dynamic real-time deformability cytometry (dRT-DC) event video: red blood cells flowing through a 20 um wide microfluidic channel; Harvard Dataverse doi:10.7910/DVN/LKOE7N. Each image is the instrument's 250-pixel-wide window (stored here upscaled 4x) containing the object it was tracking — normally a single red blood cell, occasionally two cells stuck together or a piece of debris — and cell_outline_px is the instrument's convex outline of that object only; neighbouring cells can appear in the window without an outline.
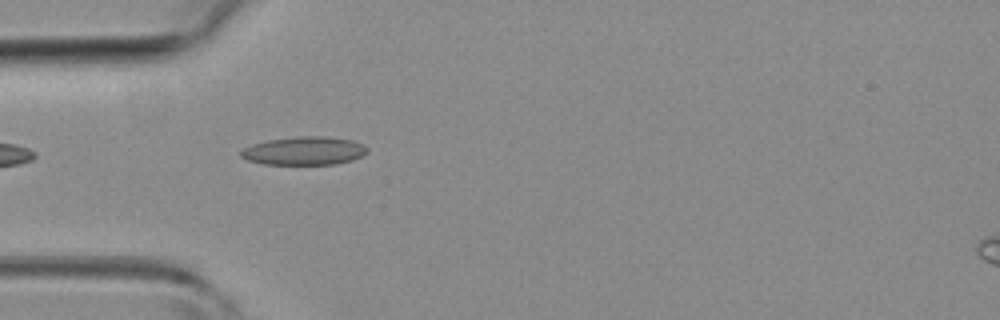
{"species": "common noctule bat (a hibernating species)", "species_latin": "Nyctalus noctula", "temperature_condition": "room temperature", "stored_images_in_passage": 2, "camera_frame_rate_fps": 3000, "um_per_image_px": 0.085, "animal": {"sex": "female", "body_mass_g": 19.3, "forearm_length_mm": 54.1}, "frame": {"image": 1, "passage_image": 2, "time_ms": 1.0, "image_size_px": [1000, 320], "cell_outline_px": [[368, 152], [352, 160], [336, 164], [264, 164], [248, 160], [240, 156], [240, 152], [244, 148], [252, 144], [268, 140], [296, 136], [324, 136], [352, 140], [364, 144], [368, 148]], "centroid_in_image_um": [25.87, 12.81], "position_along_channel_um": 59.1, "area_um2": 20.87}}